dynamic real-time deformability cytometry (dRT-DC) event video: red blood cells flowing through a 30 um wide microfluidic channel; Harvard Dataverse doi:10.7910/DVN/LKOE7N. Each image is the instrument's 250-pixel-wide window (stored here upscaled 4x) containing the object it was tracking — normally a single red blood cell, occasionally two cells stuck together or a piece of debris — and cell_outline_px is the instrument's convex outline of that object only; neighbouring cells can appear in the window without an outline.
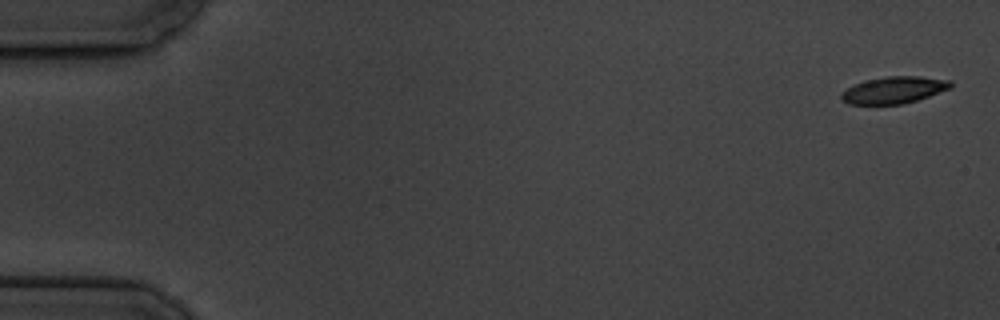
{"species": "common noctule bat (a hibernating species)", "species_latin": "Nyctalus noctula", "temperature_condition": "cold", "stored_images_in_passage": 9, "camera_frame_rate_fps": 3000, "um_per_image_px": 0.085, "animal": {"sex": "male", "body_mass_g": 19.5, "forearm_length_mm": 54.6}, "frame": {"image": 1, "passage_image": 1, "time_ms": 0.0, "image_size_px": [1000, 320], "cell_outline_px": [[952, 88], [904, 104], [848, 104], [840, 96], [840, 92], [864, 80], [888, 76], [920, 76], [952, 80]], "centroid_in_image_um": [76.01, 7.64], "position_along_channel_um": 9.0, "area_um2": 17.11}}
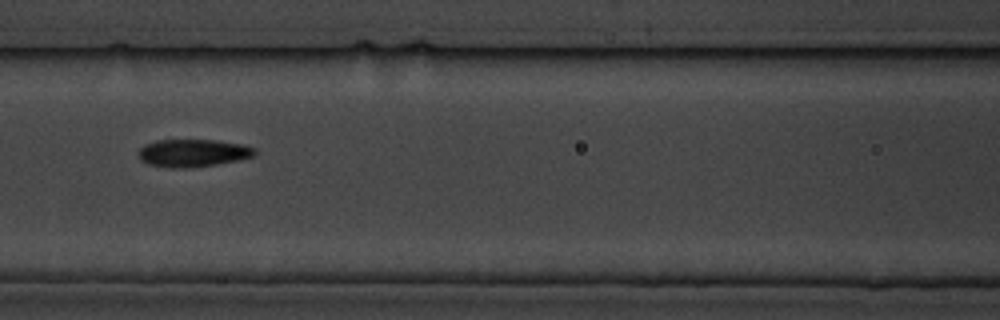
{"frame": {"image": 2, "passage_image": 8, "time_ms": 8.333, "image_size_px": [1000, 320], "cell_outline_px": [[256, 156], [240, 160], [216, 164], [184, 168], [172, 168], [148, 164], [140, 160], [136, 152], [144, 144], [156, 140], [216, 140], [244, 144], [256, 148]], "centroid_in_image_um": [16.41, 13.0], "position_along_channel_um": 150.2, "area_um2": 19.02}}
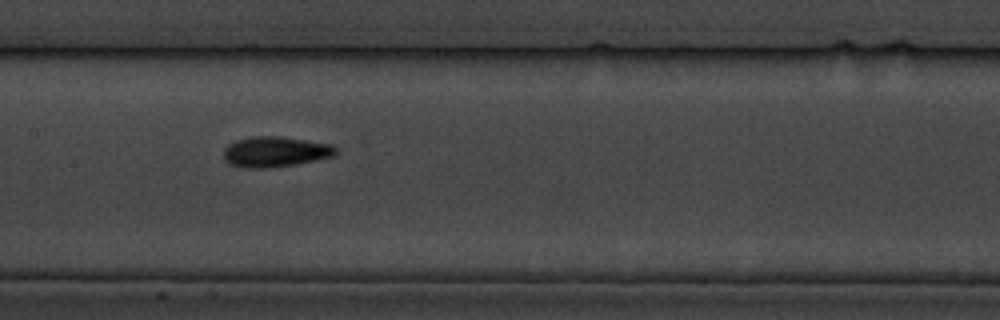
{"frame": {"image": 3, "passage_image": 9, "time_ms": 9.333, "image_size_px": [1000, 320], "cell_outline_px": [[336, 152], [332, 156], [292, 164], [268, 168], [244, 168], [228, 164], [224, 160], [224, 148], [228, 144], [236, 140], [252, 136], [280, 136], [332, 144], [336, 148]], "centroid_in_image_um": [23.32, 12.89], "position_along_channel_um": 184.1, "area_um2": 19.77}}